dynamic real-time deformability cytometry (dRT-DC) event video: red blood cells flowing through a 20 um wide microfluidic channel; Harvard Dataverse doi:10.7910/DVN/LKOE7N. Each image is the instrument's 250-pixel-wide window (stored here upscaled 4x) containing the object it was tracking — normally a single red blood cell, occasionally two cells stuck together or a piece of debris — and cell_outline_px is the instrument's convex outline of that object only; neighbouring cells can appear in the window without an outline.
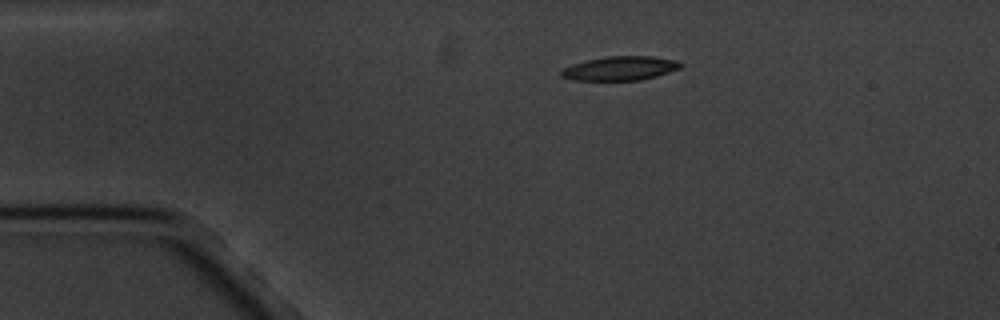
{"species": "common noctule bat (a hibernating species)", "species_latin": "Nyctalus noctula", "temperature_condition": "cold", "stored_images_in_passage": 2, "camera_frame_rate_fps": 3000, "um_per_image_px": 0.085, "animal": {"sex": "male", "body_mass_g": 20.1, "forearm_length_mm": 53.5}, "frame": {"image": 1, "passage_image": 2, "time_ms": 1.333, "image_size_px": [1000, 320], "cell_outline_px": [[684, 64], [680, 68], [656, 76], [640, 80], [572, 80], [560, 76], [560, 72], [564, 68], [572, 64], [584, 60], [604, 56], [652, 56], [676, 60]], "centroid_in_image_um": [52.69, 5.8], "position_along_channel_um": 32.3, "area_um2": 16.82}}